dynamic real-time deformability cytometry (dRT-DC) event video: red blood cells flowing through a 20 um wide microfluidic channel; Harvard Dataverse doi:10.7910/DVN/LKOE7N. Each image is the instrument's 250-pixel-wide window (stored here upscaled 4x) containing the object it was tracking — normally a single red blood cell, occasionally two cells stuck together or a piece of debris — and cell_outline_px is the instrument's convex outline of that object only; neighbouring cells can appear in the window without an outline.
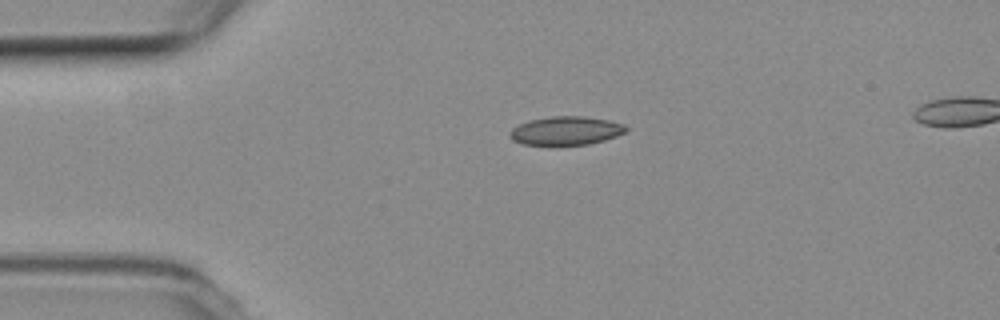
{"species": "common noctule bat (a hibernating species)", "species_latin": "Nyctalus noctula", "temperature_condition": "room temperature", "stored_images_in_passage": 28, "camera_frame_rate_fps": 3000, "um_per_image_px": 0.085, "animal": {"sex": "female", "body_mass_g": 19.3, "forearm_length_mm": 54.1}, "frame": {"image": 1, "passage_image": 1, "time_ms": 0.0, "image_size_px": [1000, 320], "cell_outline_px": [[628, 132], [604, 140], [588, 144], [524, 144], [512, 140], [508, 136], [508, 132], [512, 128], [528, 120], [552, 116], [584, 116], [608, 120], [624, 124], [628, 128]], "centroid_in_image_um": [48.11, 11.1], "position_along_channel_um": 36.9, "area_um2": 19.31}}
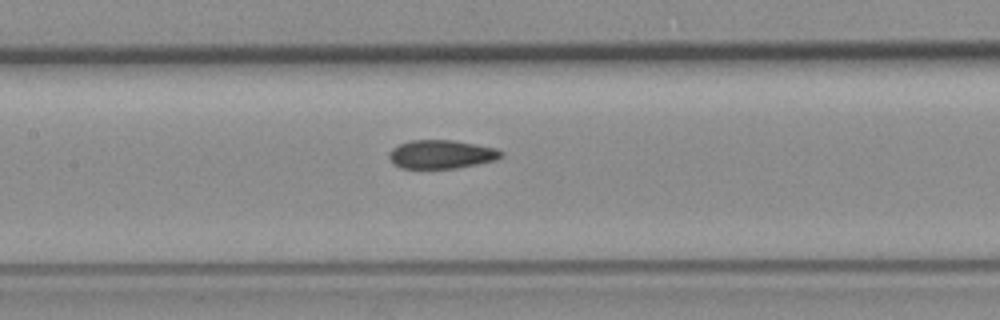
{"frame": {"image": 2, "passage_image": 14, "time_ms": 4.333, "image_size_px": [1000, 320], "cell_outline_px": [[504, 156], [496, 160], [456, 168], [400, 168], [392, 164], [388, 156], [388, 152], [392, 148], [400, 144], [412, 140], [452, 140], [476, 144], [496, 148], [504, 152]], "centroid_in_image_um": [37.51, 13.12], "position_along_channel_um": 169.9, "area_um2": 18.79}}
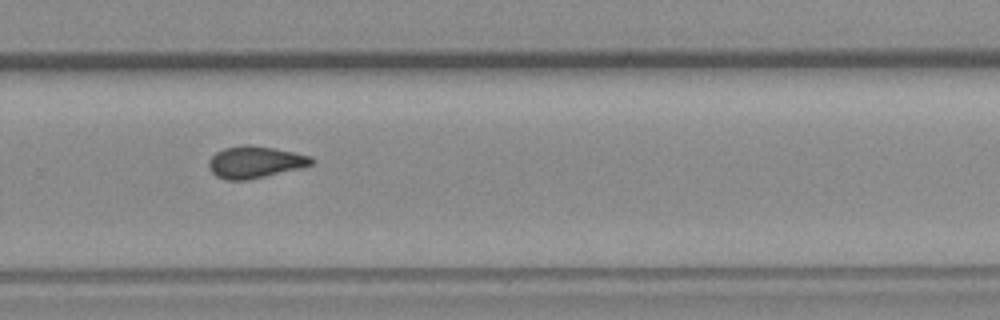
{"frame": {"image": 3, "passage_image": 25, "time_ms": 8.0, "image_size_px": [1000, 320], "cell_outline_px": [[316, 160], [312, 164], [304, 168], [248, 180], [224, 180], [216, 176], [212, 172], [208, 164], [208, 160], [216, 152], [224, 148], [244, 144], [248, 144], [272, 148], [312, 156]], "centroid_in_image_um": [21.7, 13.79], "position_along_channel_um": 308.1, "area_um2": 19.31}, "authors_computed_cell_mechanics": {"area_um2": 19.2185, "velocity_mm_per_s": 3.7767, "shape_relaxation_time_tau1_ms": null, "shape_relaxation_time_tau2_ms": 3.5181, "deformation_change_tau1": null, "deformation_change_tau2": 0.0625}}